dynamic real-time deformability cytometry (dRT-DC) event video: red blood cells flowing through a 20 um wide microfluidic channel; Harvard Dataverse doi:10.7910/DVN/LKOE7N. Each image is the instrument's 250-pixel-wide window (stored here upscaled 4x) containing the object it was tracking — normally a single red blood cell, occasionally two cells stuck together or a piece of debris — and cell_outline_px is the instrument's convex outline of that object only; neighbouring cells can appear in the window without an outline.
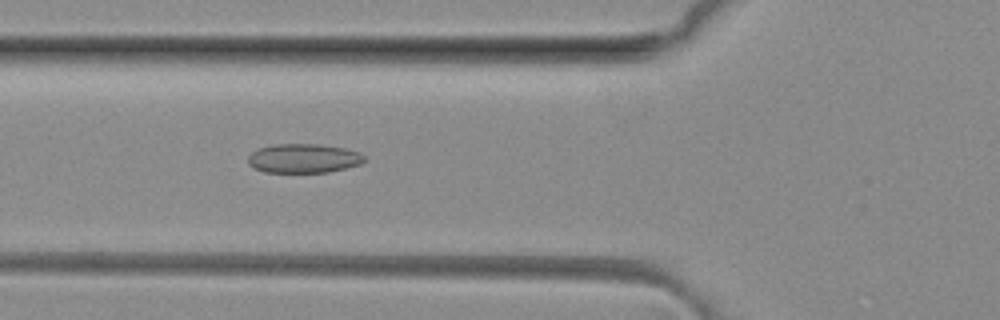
{"species": "common noctule bat (a hibernating species)", "species_latin": "Nyctalus noctula", "temperature_condition": "room temperature", "stored_images_in_passage": 48, "camera_frame_rate_fps": 3000, "um_per_image_px": 0.085, "animal": {"sex": "female", "body_mass_g": 29.2, "forearm_length_mm": 56.3}, "frame": {"image": 1, "passage_image": 17, "time_ms": 5.333, "image_size_px": [1000, 320], "cell_outline_px": [[364, 160], [360, 164], [328, 172], [264, 172], [252, 168], [248, 164], [248, 156], [252, 152], [260, 148], [276, 144], [316, 144], [344, 148], [360, 152], [364, 156]], "centroid_in_image_um": [25.77, 13.46], "position_along_channel_um": 100.0, "area_um2": 19.65}}
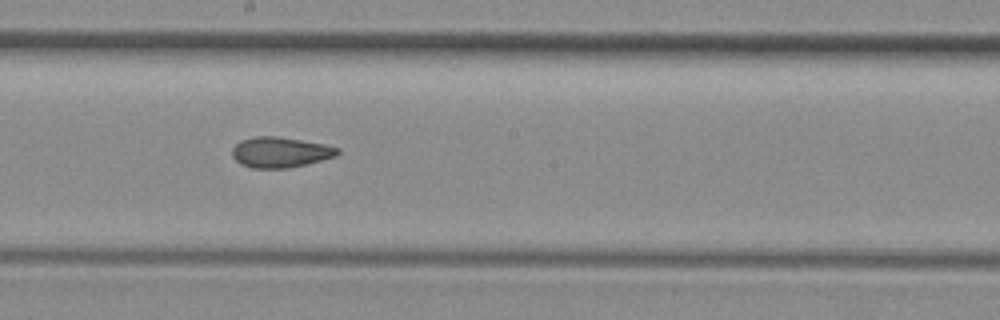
{"frame": {"image": 2, "passage_image": 26, "time_ms": 8.333, "image_size_px": [1000, 320], "cell_outline_px": [[340, 152], [336, 156], [288, 168], [252, 168], [240, 164], [232, 156], [232, 148], [240, 140], [256, 136], [280, 136], [324, 144], [340, 148]], "centroid_in_image_um": [23.8, 12.93], "position_along_channel_um": 224.4, "area_um2": 18.73}}
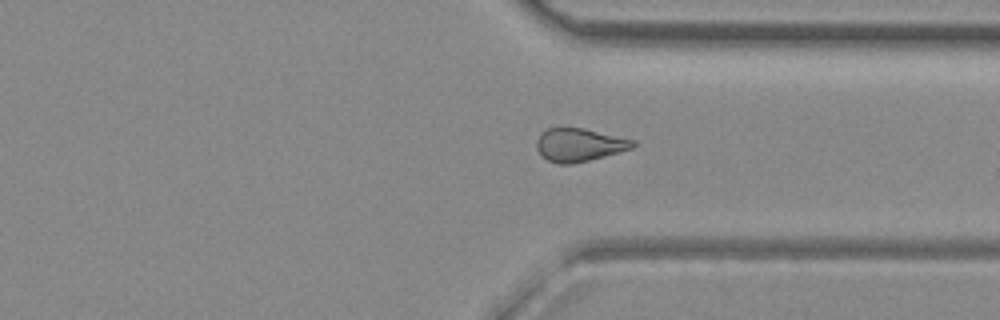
{"frame": {"image": 3, "passage_image": 36, "time_ms": 11.667, "image_size_px": [1000, 320], "cell_outline_px": [[636, 144], [632, 148], [588, 160], [572, 164], [560, 164], [548, 160], [540, 156], [536, 148], [536, 140], [540, 132], [548, 128], [584, 128], [636, 140]], "centroid_in_image_um": [49.2, 12.3], "position_along_channel_um": 362.2, "area_um2": 18.61}, "authors_computed_cell_mechanics": {"area_um2": 19.3341, "velocity_mm_per_s": 4.1401, "shape_relaxation_time_tau1_ms": null, "shape_relaxation_time_tau2_ms": 2.5991, "deformation_change_tau1": null, "deformation_change_tau2": 0.0941}}